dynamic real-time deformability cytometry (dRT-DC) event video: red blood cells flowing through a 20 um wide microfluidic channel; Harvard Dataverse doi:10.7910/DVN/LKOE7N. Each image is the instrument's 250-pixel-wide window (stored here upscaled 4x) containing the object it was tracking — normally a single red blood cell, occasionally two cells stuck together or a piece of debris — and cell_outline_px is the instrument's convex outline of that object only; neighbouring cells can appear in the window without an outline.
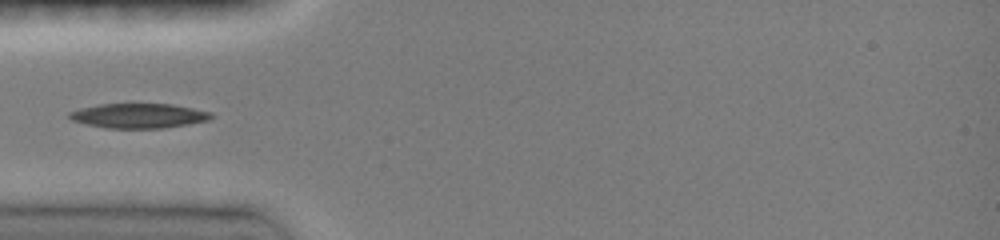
{"species": "common noctule bat (a hibernating species)", "species_latin": "Nyctalus noctula", "temperature_condition": "room temperature", "stored_images_in_passage": 53, "camera_frame_rate_fps": 3000, "um_per_image_px": 0.085, "animal": {"sex": "female", "body_mass_g": 19.0, "forearm_length_mm": 51.5}, "frame": {"image": 1, "passage_image": 1, "time_ms": 0.0, "image_size_px": [1000, 240], "cell_outline_px": [[212, 116], [208, 120], [188, 124], [164, 128], [104, 128], [72, 120], [68, 116], [68, 112], [80, 108], [100, 104], [172, 104], [212, 112]], "centroid_in_image_um": [11.78, 9.84], "position_along_channel_um": 73.2, "area_um2": 20.29}}
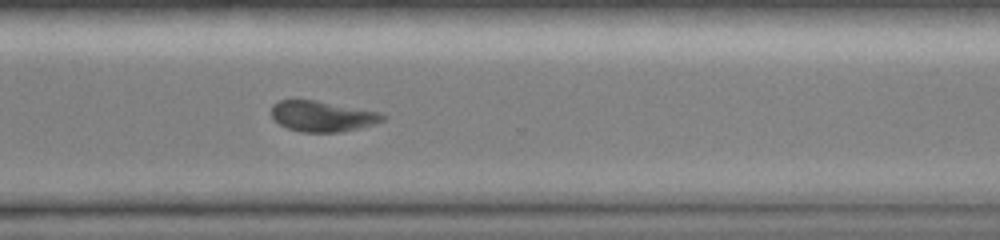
{"frame": {"image": 2, "passage_image": 32, "time_ms": 6.667, "image_size_px": [1000, 240], "cell_outline_px": [[388, 116], [384, 120], [376, 124], [340, 132], [300, 132], [288, 128], [280, 124], [272, 116], [272, 104], [280, 100], [316, 100], [380, 112]], "centroid_in_image_um": [27.44, 9.88], "position_along_channel_um": 343.2, "area_um2": 19.88}}
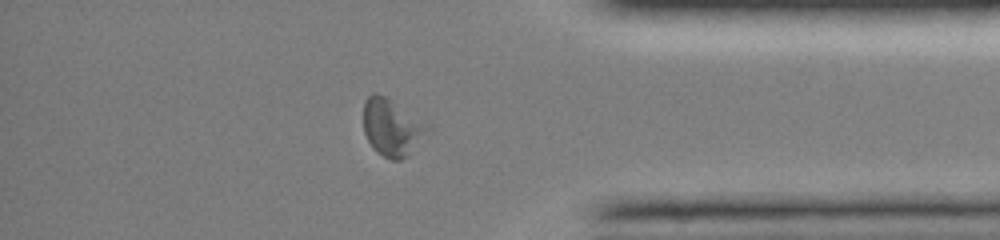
{"frame": {"image": 3, "passage_image": 39, "time_ms": 8.333, "image_size_px": [1000, 240], "cell_outline_px": [[432, 132], [408, 156], [400, 160], [392, 160], [376, 152], [372, 148], [364, 132], [364, 100], [372, 92], [376, 92], [384, 96], [428, 120], [432, 124]], "centroid_in_image_um": [33.42, 10.83], "position_along_channel_um": 401.8, "area_um2": 22.31}}